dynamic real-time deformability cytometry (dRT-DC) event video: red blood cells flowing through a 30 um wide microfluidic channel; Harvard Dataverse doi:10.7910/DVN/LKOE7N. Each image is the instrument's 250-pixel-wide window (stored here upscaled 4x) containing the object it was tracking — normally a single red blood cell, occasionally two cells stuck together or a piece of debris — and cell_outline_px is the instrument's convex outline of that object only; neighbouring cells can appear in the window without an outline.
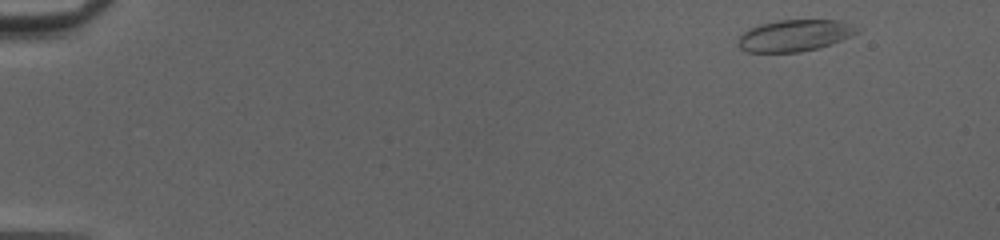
{"species": "common noctule bat (a hibernating species)", "species_latin": "Nyctalus noctula", "temperature_condition": "cold", "stored_images_in_passage": 48, "camera_frame_rate_fps": 3000, "um_per_image_px": 0.085, "animal": {"sex": "female", "body_mass_g": 20.0, "forearm_length_mm": 54.0}, "frame": {"image": 1, "passage_image": 2, "time_ms": 0.333, "image_size_px": [1000, 240], "cell_outline_px": [[856, 32], [840, 40], [816, 48], [800, 52], [748, 52], [740, 48], [740, 36], [748, 28], [760, 24], [780, 20], [840, 20]], "centroid_in_image_um": [67.42, 3.02], "position_along_channel_um": 17.6, "area_um2": 21.04}}
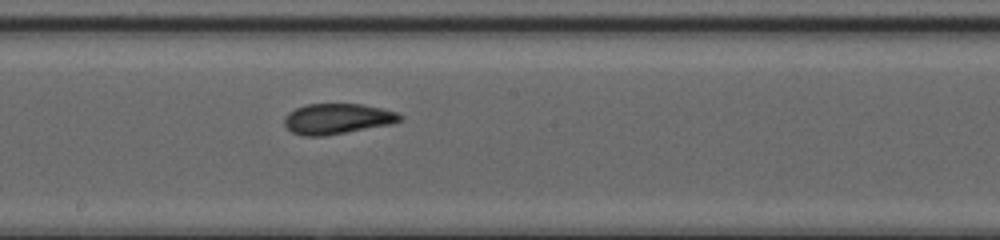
{"frame": {"image": 2, "passage_image": 27, "time_ms": 8.667, "image_size_px": [1000, 240], "cell_outline_px": [[404, 116], [400, 120], [392, 124], [324, 136], [304, 136], [292, 132], [284, 124], [284, 116], [288, 112], [296, 108], [308, 104], [360, 104], [380, 108], [396, 112]], "centroid_in_image_um": [28.65, 10.1], "position_along_channel_um": 219.6, "area_um2": 20.46}}
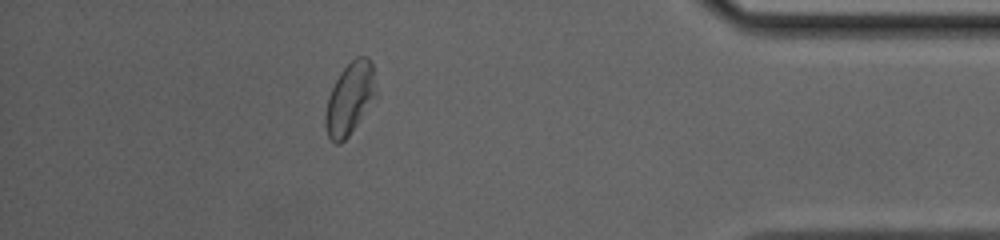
{"frame": {"image": 3, "passage_image": 43, "time_ms": 14.0, "image_size_px": [1000, 240], "cell_outline_px": [[376, 96], [348, 136], [340, 144], [336, 144], [328, 136], [324, 124], [324, 116], [328, 96], [340, 72], [356, 56], [368, 56], [372, 64], [376, 92]], "centroid_in_image_um": [29.71, 8.37], "position_along_channel_um": 405.5, "area_um2": 20.98}, "authors_computed_cell_mechanics": {"area_um2": 20.9236, "velocity_mm_per_s": 4.1407, "shape_relaxation_time_tau1_ms": null, "shape_relaxation_time_tau2_ms": 1.8619, "deformation_change_tau1": null, "deformation_change_tau2": 0.0781}}